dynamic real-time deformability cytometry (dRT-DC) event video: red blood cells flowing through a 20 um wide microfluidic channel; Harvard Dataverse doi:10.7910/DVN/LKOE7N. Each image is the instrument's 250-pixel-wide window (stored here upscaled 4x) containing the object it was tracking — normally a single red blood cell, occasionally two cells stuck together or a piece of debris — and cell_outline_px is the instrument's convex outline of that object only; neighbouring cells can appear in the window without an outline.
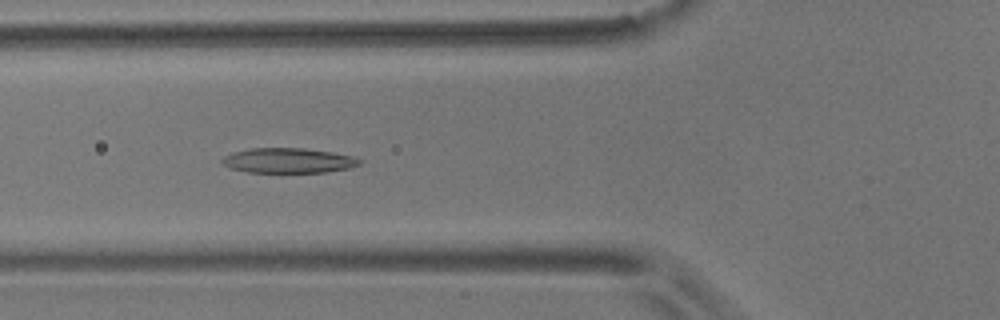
{"species": "common noctule bat (a hibernating species)", "species_latin": "Nyctalus noctula", "temperature_condition": "room temperature", "stored_images_in_passage": 56, "camera_frame_rate_fps": 3000, "um_per_image_px": 0.085, "animal": {"sex": "male", "body_mass_g": 17.9}, "frame": {"image": 1, "passage_image": 20, "time_ms": 6.333, "image_size_px": [1000, 320], "cell_outline_px": [[360, 164], [348, 168], [324, 172], [248, 172], [232, 168], [224, 164], [220, 160], [224, 156], [236, 152], [252, 148], [304, 148], [332, 152], [352, 156], [360, 160]], "centroid_in_image_um": [24.51, 13.64], "position_along_channel_um": 101.3, "area_um2": 19.65}}
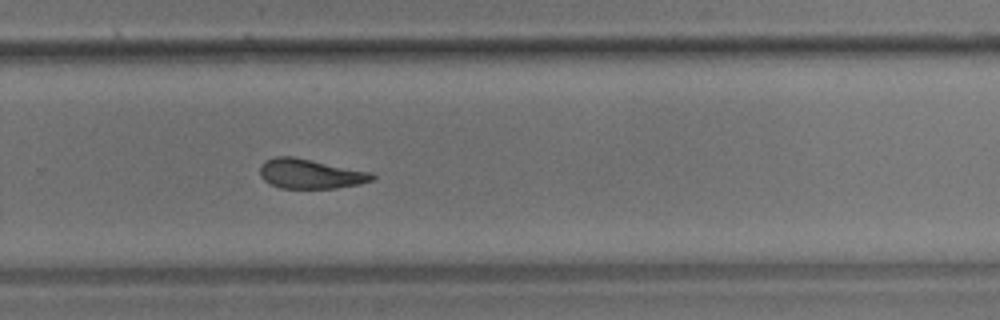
{"frame": {"image": 2, "passage_image": 37, "time_ms": 12.0, "image_size_px": [1000, 320], "cell_outline_px": [[376, 176], [372, 180], [360, 184], [336, 188], [280, 188], [268, 184], [260, 176], [260, 164], [264, 160], [276, 156], [292, 156], [372, 172]], "centroid_in_image_um": [26.35, 14.77], "position_along_channel_um": 303.5, "area_um2": 19.54}}
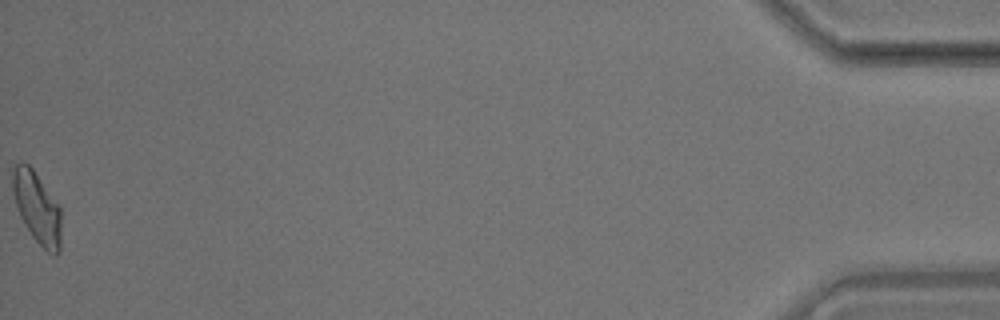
{"frame": {"image": 3, "passage_image": 56, "time_ms": 18.333, "image_size_px": [1000, 320], "cell_outline_px": [[60, 252], [56, 256], [52, 256], [32, 236], [24, 224], [20, 216], [12, 192], [12, 168], [20, 160], [24, 160], [32, 168], [60, 208]], "centroid_in_image_um": [3.12, 17.64], "position_along_channel_um": 432.1, "area_um2": 20.11}, "authors_computed_cell_mechanics": {"area_um2": 20.2011, "velocity_mm_per_s": 3.5664, "shape_relaxation_time_tau1_ms": 6.5262, "shape_relaxation_time_tau2_ms": 4.3026, "deformation_change_tau1": 0.1671, "deformation_change_tau2": 0.1358}}